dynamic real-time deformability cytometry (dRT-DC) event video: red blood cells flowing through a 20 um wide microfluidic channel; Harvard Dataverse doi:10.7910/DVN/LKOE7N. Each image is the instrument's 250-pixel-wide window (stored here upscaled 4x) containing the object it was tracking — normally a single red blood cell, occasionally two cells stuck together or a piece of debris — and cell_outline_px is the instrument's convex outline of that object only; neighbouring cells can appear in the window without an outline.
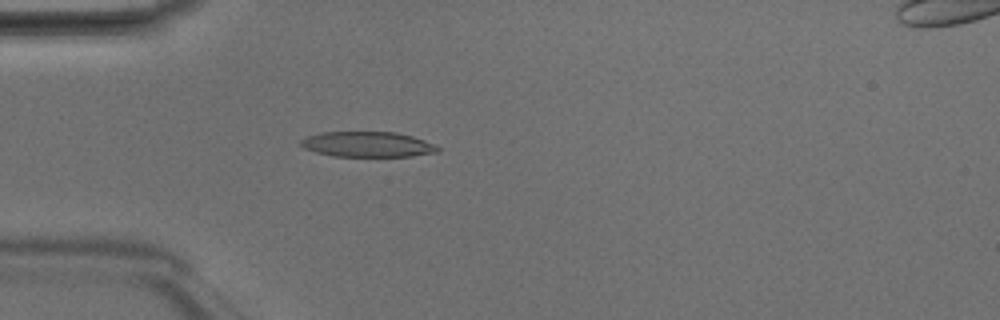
{"species": "Egyptian fruit bat (a non-hibernating species)", "species_latin": "Rousettus aegyptiacus", "temperature_condition": "room temperature", "stored_images_in_passage": 39, "camera_frame_rate_fps": 3000, "um_per_image_px": 0.085, "animal": {"sex": "male"}, "frame": {"image": 1, "passage_image": 5, "time_ms": 1.333, "image_size_px": [1000, 320], "cell_outline_px": [[440, 152], [412, 156], [332, 156], [316, 152], [304, 148], [300, 144], [300, 140], [308, 136], [320, 132], [396, 132], [412, 136], [436, 144], [440, 148]], "centroid_in_image_um": [31.27, 12.27], "position_along_channel_um": 53.7, "area_um2": 20.29}}
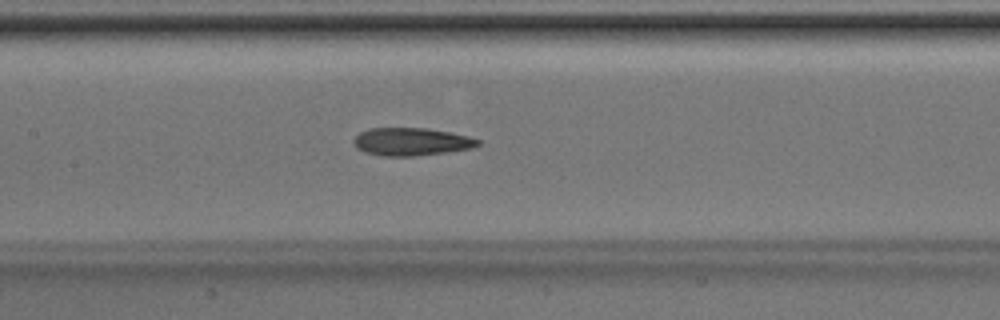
{"frame": {"image": 2, "passage_image": 14, "time_ms": 4.333, "image_size_px": [1000, 320], "cell_outline_px": [[480, 144], [472, 148], [416, 156], [384, 156], [364, 152], [356, 148], [352, 144], [352, 140], [360, 132], [368, 128], [424, 128], [448, 132], [468, 136], [480, 140]], "centroid_in_image_um": [34.91, 12.04], "position_along_channel_um": 172.5, "area_um2": 20.11}}
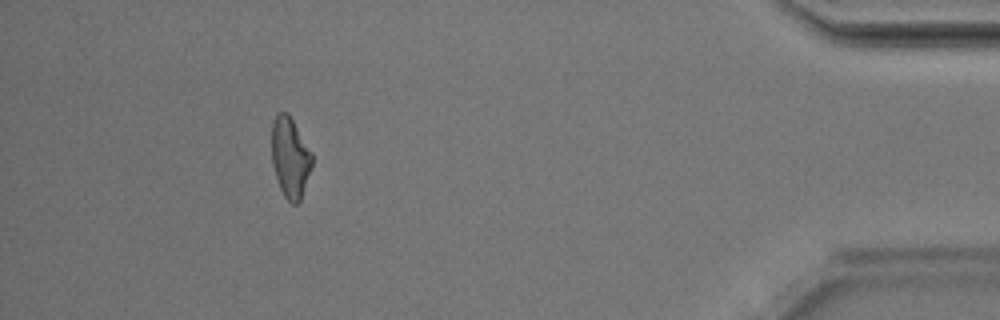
{"frame": {"image": 3, "passage_image": 35, "time_ms": 11.333, "image_size_px": [1000, 320], "cell_outline_px": [[312, 164], [300, 200], [296, 204], [292, 204], [284, 196], [280, 188], [272, 164], [272, 124], [276, 112], [288, 112], [312, 152]], "centroid_in_image_um": [24.65, 13.35], "position_along_channel_um": 410.5, "area_um2": 18.79}, "authors_computed_cell_mechanics": {"area_um2": 19.941, "velocity_mm_per_s": 4.2145, "shape_relaxation_time_tau1_ms": 5.3916, "shape_relaxation_time_tau2_ms": 5.8167, "deformation_change_tau1": 0.1901, "deformation_change_tau2": 0.1815}}